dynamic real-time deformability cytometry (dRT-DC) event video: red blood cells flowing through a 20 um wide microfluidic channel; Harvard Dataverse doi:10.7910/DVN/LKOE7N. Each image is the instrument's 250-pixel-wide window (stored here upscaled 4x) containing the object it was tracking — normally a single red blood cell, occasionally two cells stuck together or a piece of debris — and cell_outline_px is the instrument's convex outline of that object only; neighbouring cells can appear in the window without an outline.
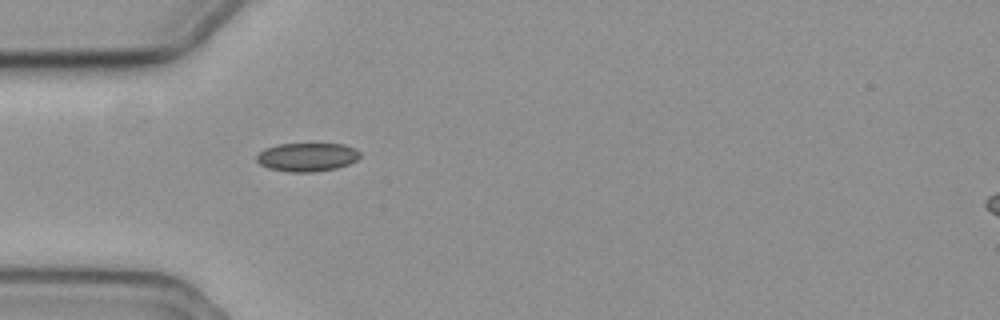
{"species": "common noctule bat (a hibernating species)", "species_latin": "Nyctalus noctula", "temperature_condition": "cold", "stored_images_in_passage": 42, "camera_frame_rate_fps": 3000, "um_per_image_px": 0.085, "animal": {"sex": "female", "body_mass_g": 19.3, "forearm_length_mm": 54.1}, "frame": {"image": 1, "passage_image": 1, "time_ms": 0.0, "image_size_px": [1000, 320], "cell_outline_px": [[360, 156], [356, 160], [348, 164], [336, 168], [312, 172], [288, 172], [268, 168], [260, 164], [256, 160], [256, 156], [264, 148], [276, 144], [344, 144], [356, 148], [360, 152]], "centroid_in_image_um": [26.09, 13.34], "position_along_channel_um": 58.9, "area_um2": 17.28}}
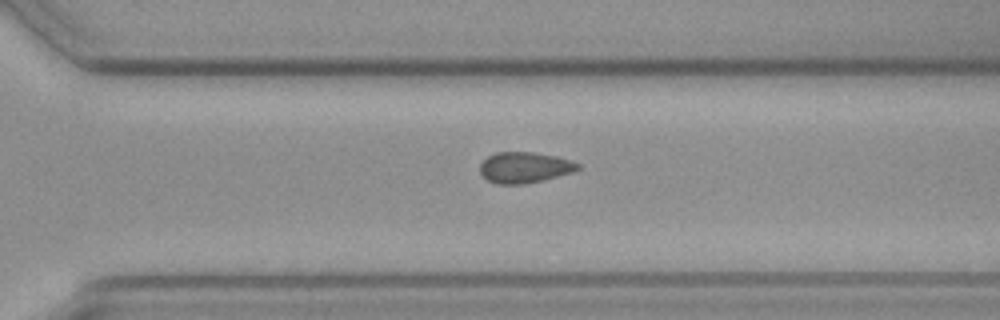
{"frame": {"image": 2, "passage_image": 24, "time_ms": 7.667, "image_size_px": [1000, 320], "cell_outline_px": [[580, 168], [572, 172], [544, 180], [524, 184], [496, 184], [488, 180], [480, 172], [480, 164], [488, 156], [496, 152], [532, 152], [556, 156], [580, 164]], "centroid_in_image_um": [44.57, 14.24], "position_along_channel_um": 326.0, "area_um2": 17.51}}
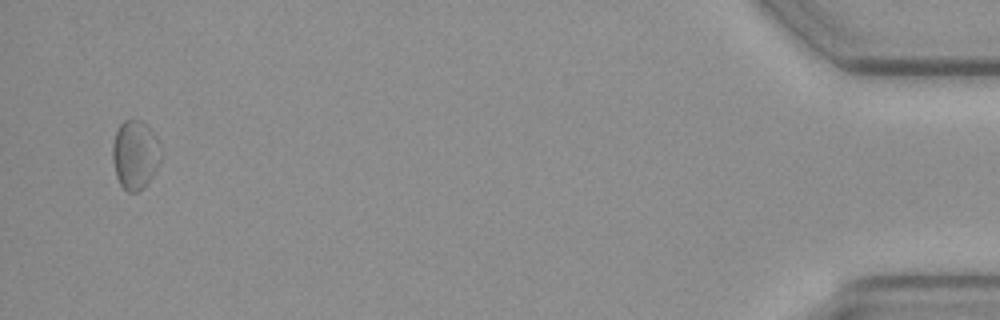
{"frame": {"image": 3, "passage_image": 40, "time_ms": 13.0, "image_size_px": [1000, 320], "cell_outline_px": [[160, 160], [152, 176], [136, 192], [128, 192], [120, 184], [116, 176], [112, 160], [112, 144], [116, 128], [124, 120], [132, 116], [136, 116], [148, 124], [156, 136]], "centroid_in_image_um": [11.44, 13.05], "position_along_channel_um": 423.8, "area_um2": 19.54}, "authors_computed_cell_mechanics": {"area_um2": 17.8024, "velocity_mm_per_s": 3.5389, "shape_relaxation_time_tau1_ms": null, "shape_relaxation_time_tau2_ms": 8.5368, "deformation_change_tau1": null, "deformation_change_tau2": 0.1191}}